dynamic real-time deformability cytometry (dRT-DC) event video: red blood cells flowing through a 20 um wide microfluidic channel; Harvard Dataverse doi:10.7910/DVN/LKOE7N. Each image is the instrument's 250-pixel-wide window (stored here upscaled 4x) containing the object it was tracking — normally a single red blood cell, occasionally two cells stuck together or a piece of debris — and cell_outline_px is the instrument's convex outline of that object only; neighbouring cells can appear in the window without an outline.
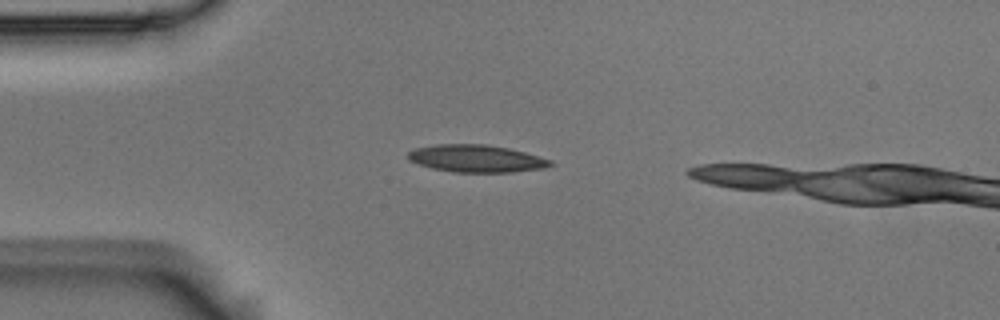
{"species": "Egyptian fruit bat (a non-hibernating species)", "species_latin": "Rousettus aegyptiacus", "temperature_condition": "room temperature", "stored_images_in_passage": 5, "segment_of_instrument_passage": [1, 2], "camera_frame_rate_fps": 3000, "um_per_image_px": 0.085, "animal": {"sex": "male"}, "frame": {"image": 1, "passage_image": 3, "time_ms": 0.667, "image_size_px": [1000, 320], "cell_outline_px": [[556, 164], [544, 168], [512, 172], [452, 172], [432, 168], [408, 160], [408, 152], [412, 148], [436, 144], [488, 144], [508, 148], [524, 152], [552, 160]], "centroid_in_image_um": [40.48, 13.47], "position_along_channel_um": 44.5, "area_um2": 22.83}}
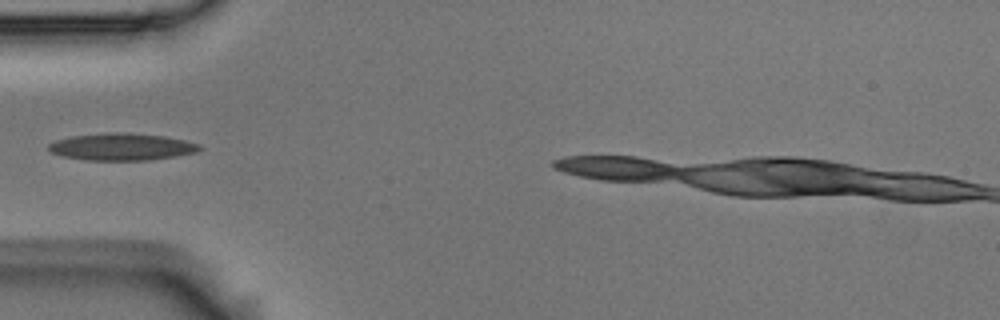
{"frame": {"image": 2, "passage_image": 4, "time_ms": 1.0, "image_size_px": [1000, 320], "cell_outline_px": [[204, 148], [196, 152], [176, 156], [148, 160], [88, 160], [64, 156], [52, 152], [48, 148], [48, 144], [56, 140], [72, 136], [108, 132], [124, 132], [164, 136], [184, 140], [200, 144]], "centroid_in_image_um": [10.38, 12.47], "position_along_channel_um": 74.6, "area_um2": 23.76}}